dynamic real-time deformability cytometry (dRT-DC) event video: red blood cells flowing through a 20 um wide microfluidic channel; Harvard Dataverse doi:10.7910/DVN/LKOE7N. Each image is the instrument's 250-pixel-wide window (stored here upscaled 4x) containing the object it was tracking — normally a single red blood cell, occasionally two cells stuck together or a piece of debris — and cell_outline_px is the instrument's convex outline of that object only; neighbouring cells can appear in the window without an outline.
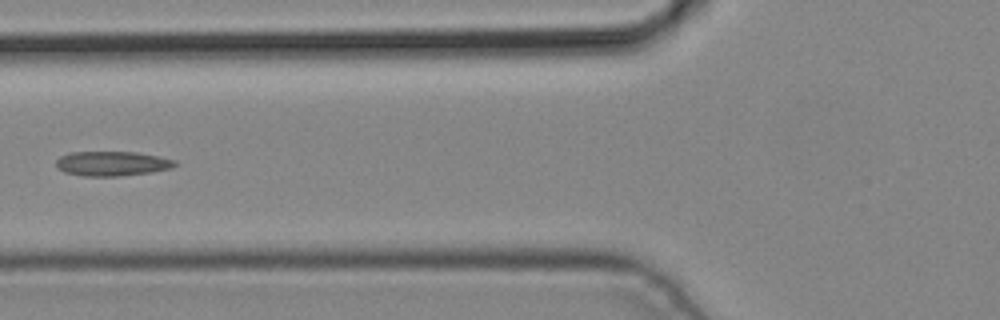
{"species": "common noctule bat (a hibernating species)", "species_latin": "Nyctalus noctula", "temperature_condition": "cold", "stored_images_in_passage": 3, "camera_frame_rate_fps": 3000, "um_per_image_px": 0.085, "animal": {"sex": "male", "body_mass_g": 19.2, "forearm_length_mm": 51.8}, "frame": {"image": 1, "passage_image": 3, "time_ms": 0.667, "image_size_px": [1000, 320], "cell_outline_px": [[180, 164], [172, 168], [152, 172], [120, 176], [84, 176], [64, 172], [56, 168], [56, 160], [60, 156], [68, 152], [136, 152], [176, 160]], "centroid_in_image_um": [9.53, 13.9], "position_along_channel_um": 116.3, "area_um2": 17.22}}